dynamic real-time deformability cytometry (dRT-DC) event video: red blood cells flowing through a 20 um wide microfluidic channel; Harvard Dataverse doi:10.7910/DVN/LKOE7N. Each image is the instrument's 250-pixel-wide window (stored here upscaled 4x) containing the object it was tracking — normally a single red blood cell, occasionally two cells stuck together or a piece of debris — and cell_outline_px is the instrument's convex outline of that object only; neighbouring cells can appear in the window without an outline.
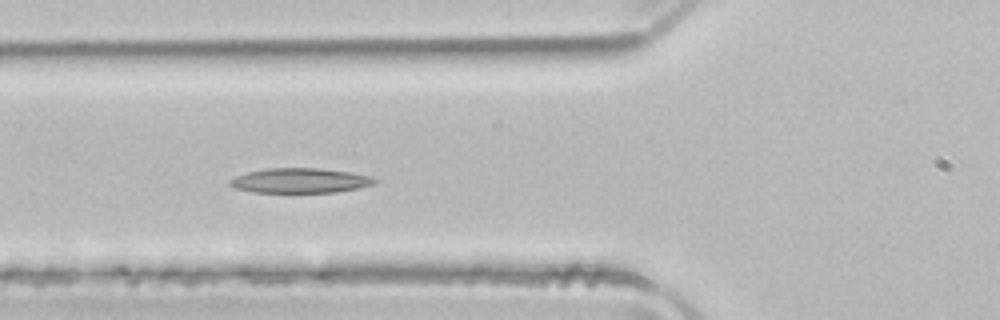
{"species": "common noctule bat (a hibernating species)", "species_latin": "Nyctalus noctula", "temperature_condition": "room temperature", "stored_images_in_passage": 10, "camera_frame_rate_fps": 3000, "um_per_image_px": 0.085, "animal": {"sex": "male", "body_mass_g": 21.5, "forearm_length_mm": 52.0}, "frame": {"image": 1, "passage_image": 6, "time_ms": 1.667, "image_size_px": [1000, 320], "cell_outline_px": [[380, 180], [372, 184], [356, 188], [336, 192], [252, 192], [236, 188], [228, 184], [228, 180], [236, 176], [248, 172], [264, 168], [320, 168], [352, 172], [368, 176]], "centroid_in_image_um": [25.48, 15.34], "position_along_channel_um": 100.3, "area_um2": 20.87}}